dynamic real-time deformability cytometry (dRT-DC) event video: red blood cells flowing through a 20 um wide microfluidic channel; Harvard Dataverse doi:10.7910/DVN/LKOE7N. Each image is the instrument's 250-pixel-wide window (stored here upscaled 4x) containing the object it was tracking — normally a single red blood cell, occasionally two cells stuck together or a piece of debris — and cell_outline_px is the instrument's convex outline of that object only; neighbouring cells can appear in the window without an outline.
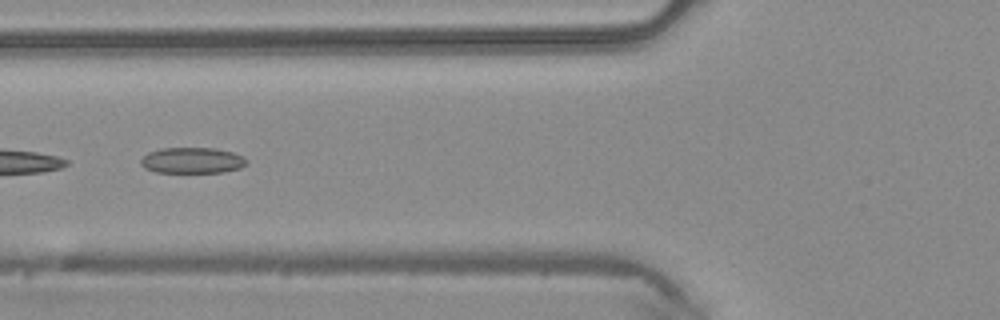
{"species": "common noctule bat (a hibernating species)", "species_latin": "Nyctalus noctula", "temperature_condition": "warm", "stored_images_in_passage": 12, "camera_frame_rate_fps": 3000, "um_per_image_px": 0.085, "animal": {"sex": "male", "body_mass_g": 20.4}, "frame": {"image": 1, "passage_image": 4, "time_ms": 1.0, "image_size_px": [1000, 320], "cell_outline_px": [[248, 164], [240, 168], [224, 172], [156, 172], [144, 168], [140, 164], [140, 160], [148, 152], [160, 148], [216, 148], [232, 152], [244, 156], [248, 160]], "centroid_in_image_um": [16.36, 13.63], "position_along_channel_um": 109.4, "area_um2": 16.13}}
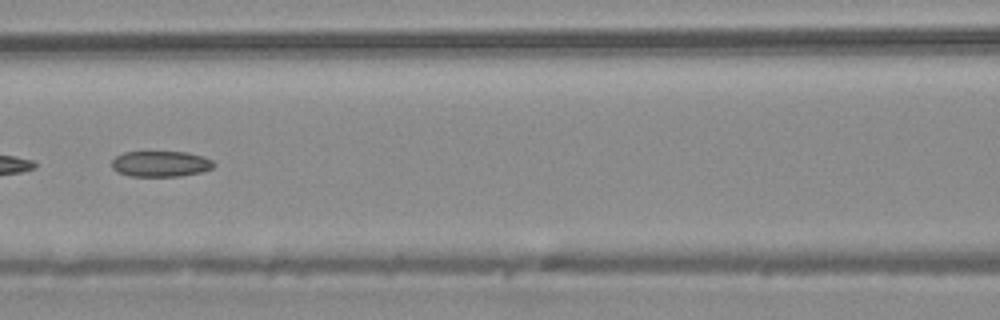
{"frame": {"image": 2, "passage_image": 7, "time_ms": 2.0, "image_size_px": [1000, 320], "cell_outline_px": [[216, 164], [212, 168], [200, 172], [180, 176], [132, 176], [116, 172], [112, 168], [112, 160], [116, 156], [124, 152], [188, 152], [204, 156], [212, 160]], "centroid_in_image_um": [13.66, 13.92], "position_along_channel_um": 152.9, "area_um2": 15.37}}
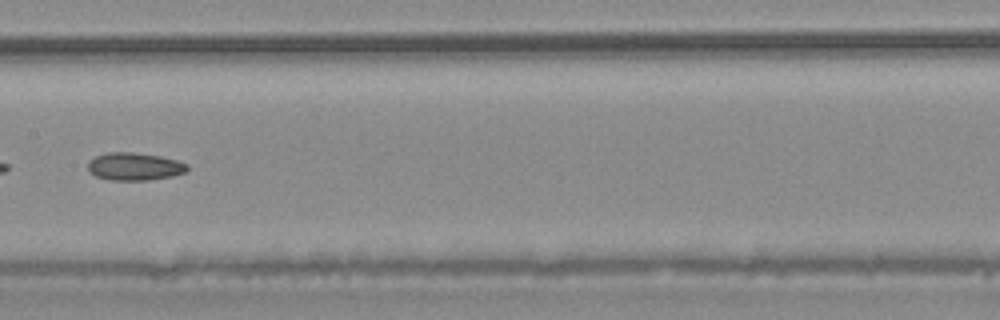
{"frame": {"image": 3, "passage_image": 10, "time_ms": 3.0, "image_size_px": [1000, 320], "cell_outline_px": [[188, 168], [184, 172], [172, 176], [148, 180], [108, 180], [96, 176], [88, 172], [88, 160], [96, 156], [108, 152], [132, 152], [160, 156], [176, 160], [188, 164]], "centroid_in_image_um": [11.39, 14.15], "position_along_channel_um": 196.0, "area_um2": 16.07}}